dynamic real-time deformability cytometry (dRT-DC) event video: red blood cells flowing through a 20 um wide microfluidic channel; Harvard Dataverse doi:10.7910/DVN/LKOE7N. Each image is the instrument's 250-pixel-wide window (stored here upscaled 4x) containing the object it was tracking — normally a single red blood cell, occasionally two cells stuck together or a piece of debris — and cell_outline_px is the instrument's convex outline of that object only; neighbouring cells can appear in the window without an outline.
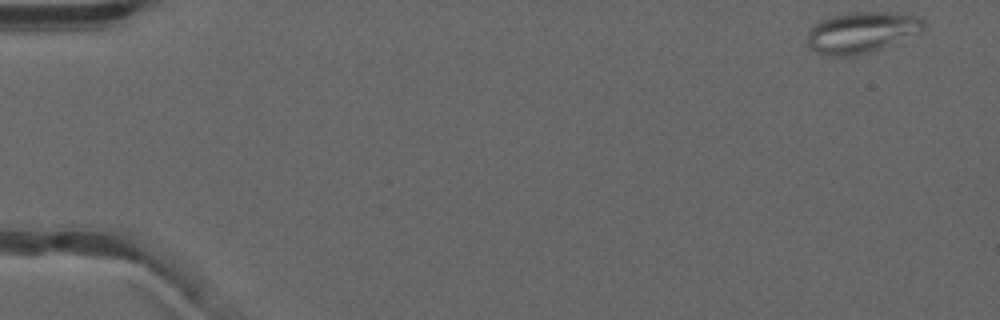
{"species": "common noctule bat (a hibernating species)", "species_latin": "Nyctalus noctula", "temperature_condition": "warm", "stored_images_in_passage": 50, "camera_frame_rate_fps": 3000, "um_per_image_px": 0.085, "animal": {"sex": "male", "forearm_length_mm": 52.5}, "frame": {"image": 1, "passage_image": 1, "time_ms": 0.0, "image_size_px": [1000, 320], "cell_outline_px": [[924, 28], [920, 32], [880, 48], [868, 52], [852, 56], [832, 56], [816, 52], [808, 48], [808, 32], [820, 20], [832, 16], [852, 12], [900, 12], [920, 16], [924, 20]], "centroid_in_image_um": [73.24, 2.73], "position_along_channel_um": 11.8, "area_um2": 27.69}}
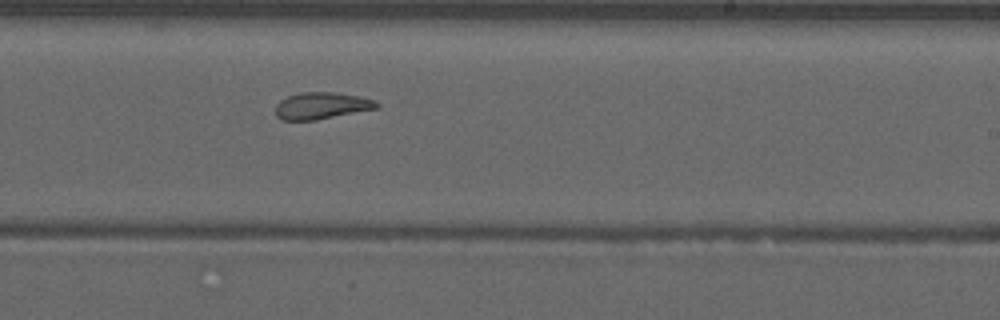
{"frame": {"image": 2, "passage_image": 31, "time_ms": 10.0, "image_size_px": [1000, 320], "cell_outline_px": [[380, 108], [316, 120], [280, 120], [276, 116], [276, 104], [280, 100], [288, 96], [300, 92], [332, 92], [356, 96], [376, 100], [380, 104]], "centroid_in_image_um": [27.34, 8.99], "position_along_channel_um": 261.7, "area_um2": 15.9}}
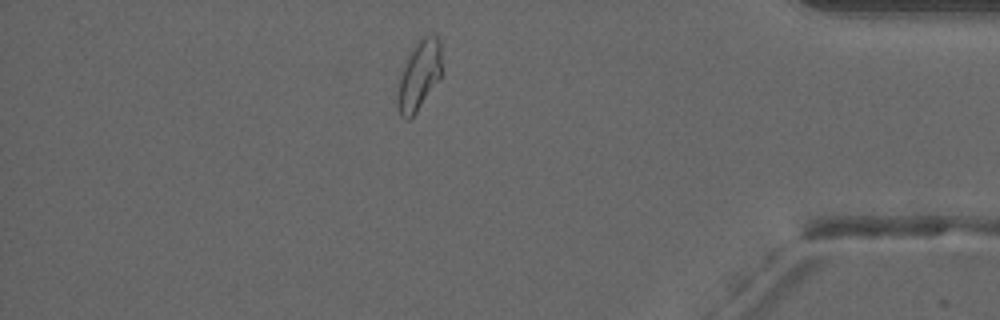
{"frame": {"image": 3, "passage_image": 44, "time_ms": 14.333, "image_size_px": [1000, 320], "cell_outline_px": [[444, 72], [416, 112], [408, 120], [404, 120], [400, 116], [396, 104], [396, 100], [400, 76], [404, 64], [408, 56], [416, 44], [424, 36], [436, 36], [440, 44]], "centroid_in_image_um": [35.63, 6.45], "position_along_channel_um": 399.6, "area_um2": 17.92}, "authors_computed_cell_mechanics": {"area_um2": 17.8891, "velocity_mm_per_s": 3.9449, "shape_relaxation_time_tau1_ms": null, "shape_relaxation_time_tau2_ms": 2.5658, "deformation_change_tau1": null, "deformation_change_tau2": 0.1008}}